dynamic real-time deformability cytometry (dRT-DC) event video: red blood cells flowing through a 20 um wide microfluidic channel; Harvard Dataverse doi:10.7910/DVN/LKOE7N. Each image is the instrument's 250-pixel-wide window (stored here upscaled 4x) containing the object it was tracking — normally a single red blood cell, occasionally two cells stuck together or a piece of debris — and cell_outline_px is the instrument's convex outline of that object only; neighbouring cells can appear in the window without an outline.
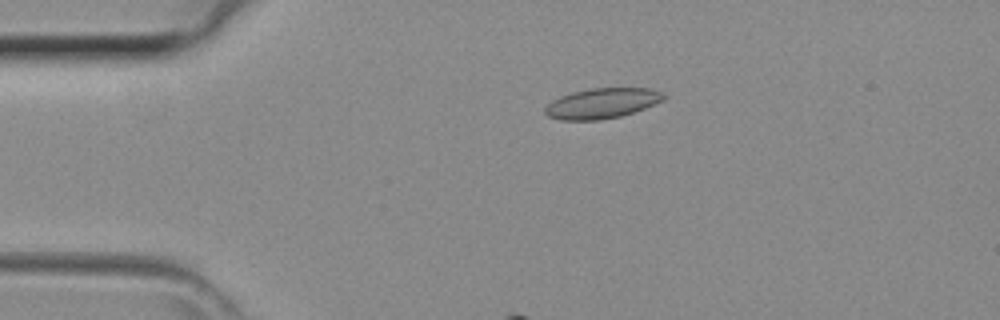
{"species": "common noctule bat (a hibernating species)", "species_latin": "Nyctalus noctula", "temperature_condition": "room temperature", "stored_images_in_passage": 32, "camera_frame_rate_fps": 3000, "um_per_image_px": 0.085, "animal": {"sex": "female", "body_mass_g": 29.2, "forearm_length_mm": 56.3}, "frame": {"image": 1, "passage_image": 9, "time_ms": 2.667, "image_size_px": [1000, 320], "cell_outline_px": [[668, 96], [664, 100], [644, 108], [620, 116], [596, 120], [560, 120], [548, 116], [544, 112], [544, 108], [552, 100], [560, 96], [572, 92], [592, 88], [648, 88], [664, 92]], "centroid_in_image_um": [51.17, 8.77], "position_along_channel_um": 33.8, "area_um2": 20.92}}